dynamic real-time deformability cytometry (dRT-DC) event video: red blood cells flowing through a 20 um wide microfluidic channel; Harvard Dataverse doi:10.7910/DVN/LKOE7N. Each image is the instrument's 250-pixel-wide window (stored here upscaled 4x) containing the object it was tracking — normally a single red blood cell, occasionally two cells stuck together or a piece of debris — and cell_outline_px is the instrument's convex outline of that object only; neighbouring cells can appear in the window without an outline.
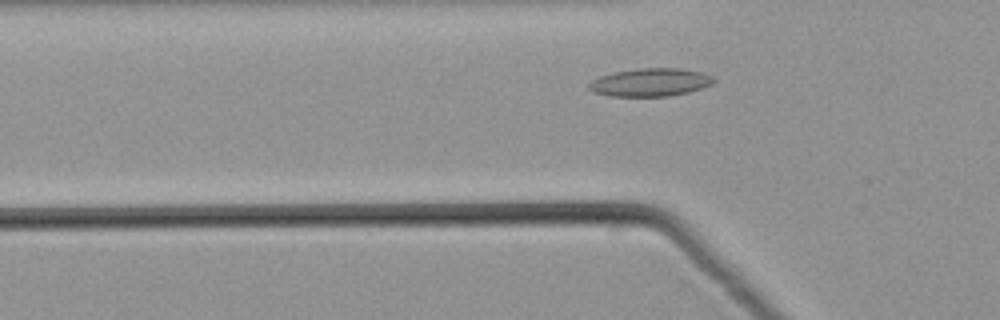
{"species": "common noctule bat (a hibernating species)", "species_latin": "Nyctalus noctula", "temperature_condition": "warm", "stored_images_in_passage": 35, "camera_frame_rate_fps": 3000, "um_per_image_px": 0.085, "animal": {"sex": "male", "body_mass_g": 21.5, "forearm_length_mm": 52.0}, "frame": {"image": 1, "passage_image": 6, "time_ms": 1.667, "image_size_px": [1000, 320], "cell_outline_px": [[716, 80], [712, 84], [688, 92], [668, 96], [612, 96], [592, 92], [588, 88], [588, 84], [592, 80], [600, 76], [612, 72], [636, 68], [680, 68], [704, 72], [712, 76]], "centroid_in_image_um": [55.27, 6.98], "position_along_channel_um": 70.5, "area_um2": 20.52}}
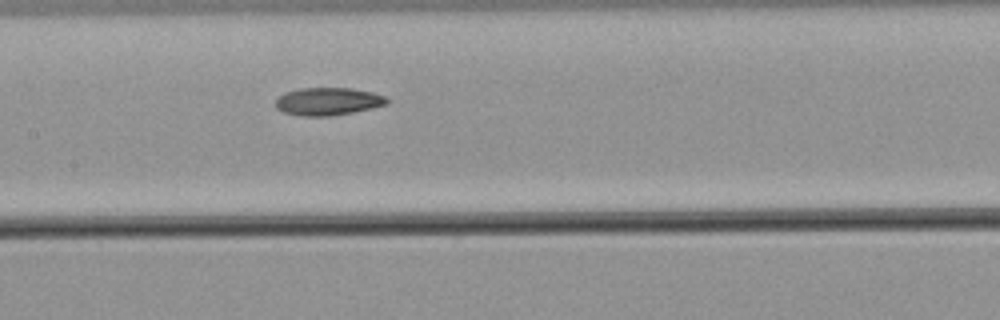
{"frame": {"image": 2, "passage_image": 14, "time_ms": 4.333, "image_size_px": [1000, 320], "cell_outline_px": [[388, 104], [372, 108], [352, 112], [328, 116], [300, 116], [284, 112], [276, 108], [276, 100], [284, 92], [300, 88], [352, 88], [372, 92], [384, 96], [388, 100]], "centroid_in_image_um": [27.87, 8.62], "position_along_channel_um": 179.5, "area_um2": 17.92}}
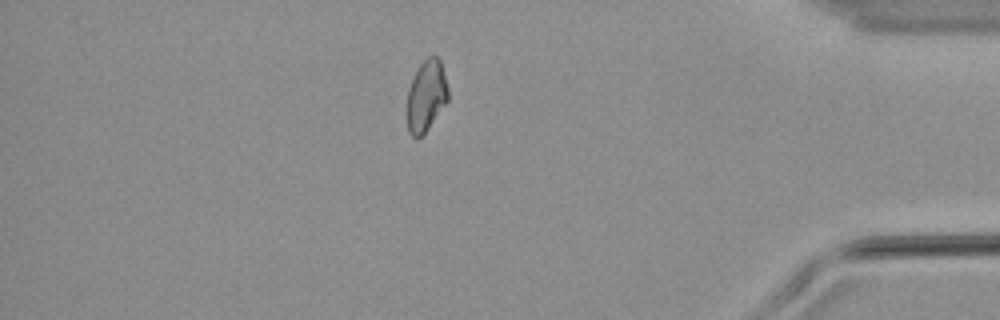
{"frame": {"image": 3, "passage_image": 33, "time_ms": 10.667, "image_size_px": [1000, 320], "cell_outline_px": [[448, 100], [428, 128], [416, 140], [408, 132], [408, 88], [416, 68], [432, 52], [440, 60], [448, 88]], "centroid_in_image_um": [36.23, 8.1], "position_along_channel_um": 399.0, "area_um2": 16.99}}